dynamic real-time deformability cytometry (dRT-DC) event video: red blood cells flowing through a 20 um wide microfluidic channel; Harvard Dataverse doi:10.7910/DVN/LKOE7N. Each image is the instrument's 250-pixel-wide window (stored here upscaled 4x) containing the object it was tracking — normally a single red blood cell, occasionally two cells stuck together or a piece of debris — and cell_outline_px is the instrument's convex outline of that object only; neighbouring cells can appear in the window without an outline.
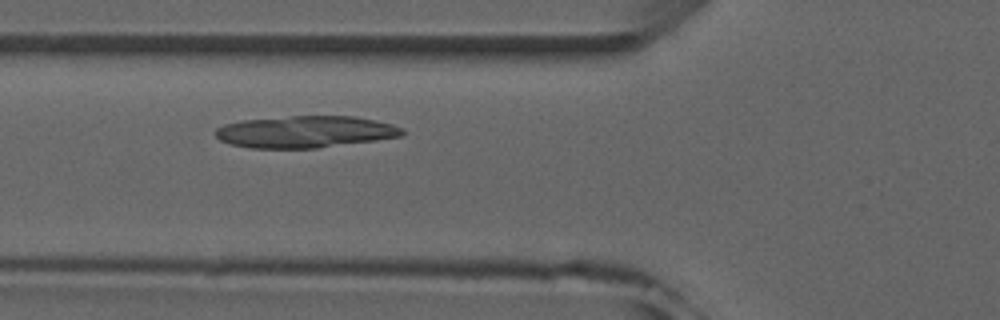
{"species": "common noctule bat (a hibernating species)", "species_latin": "Nyctalus noctula", "temperature_condition": "room temperature", "stored_images_in_passage": 4, "camera_frame_rate_fps": 3000, "um_per_image_px": 0.085, "animal": {"sex": "male", "forearm_length_mm": 52.5}, "frame": {"image": 1, "passage_image": 4, "time_ms": 3.333, "image_size_px": [1000, 320], "cell_outline_px": [[404, 136], [376, 140], [316, 148], [252, 148], [228, 144], [220, 140], [216, 136], [216, 128], [224, 124], [244, 120], [292, 116], [356, 116], [376, 120], [392, 124], [404, 128]], "centroid_in_image_um": [25.98, 11.2], "position_along_channel_um": 99.8, "area_um2": 34.74}}